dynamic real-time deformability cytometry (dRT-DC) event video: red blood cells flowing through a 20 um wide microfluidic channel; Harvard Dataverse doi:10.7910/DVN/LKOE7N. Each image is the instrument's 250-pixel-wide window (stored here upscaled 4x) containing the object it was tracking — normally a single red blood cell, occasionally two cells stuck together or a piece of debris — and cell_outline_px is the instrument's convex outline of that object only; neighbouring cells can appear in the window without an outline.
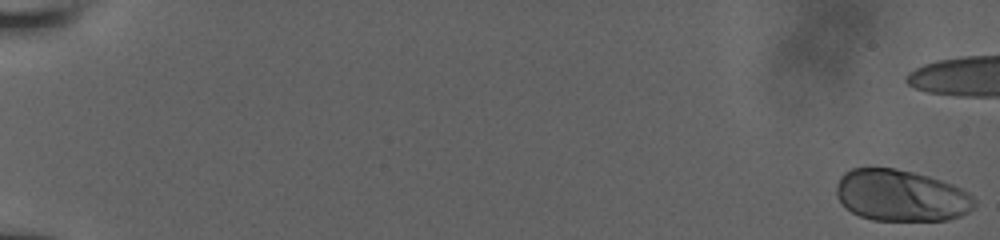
{"species": "human", "species_latin": "Homo sapiens", "temperature_condition": "room temperature", "stored_images_in_passage": 51, "camera_frame_rate_fps": 3000, "um_per_image_px": 0.085, "donor": {"sex": "male"}, "frame": {"image": 1, "passage_image": 1, "time_ms": 0.0, "image_size_px": [1000, 240], "cell_outline_px": [[976, 204], [968, 212], [960, 216], [948, 220], [872, 220], [860, 216], [844, 208], [836, 196], [836, 184], [840, 176], [844, 172], [852, 168], [896, 168], [928, 176], [952, 184], [968, 192], [976, 200]], "centroid_in_image_um": [76.56, 16.62], "position_along_channel_um": 8.4, "area_um2": 41.67}}
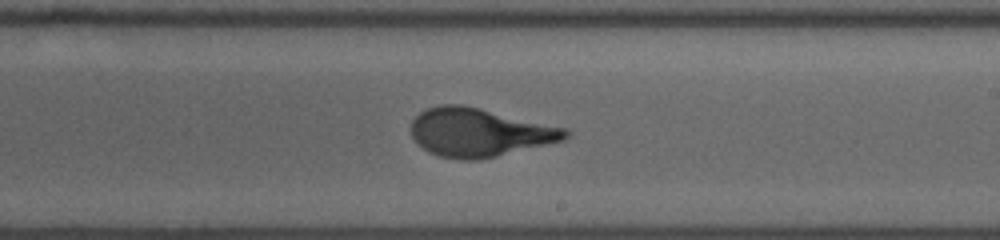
{"frame": {"image": 2, "passage_image": 36, "time_ms": 11.667, "image_size_px": [1000, 240], "cell_outline_px": [[572, 132], [564, 140], [496, 156], [476, 160], [460, 160], [440, 156], [428, 152], [412, 136], [412, 120], [420, 112], [428, 108], [440, 104], [464, 104], [568, 128]], "centroid_in_image_um": [40.77, 11.24], "position_along_channel_um": 248.2, "area_um2": 43.52}}
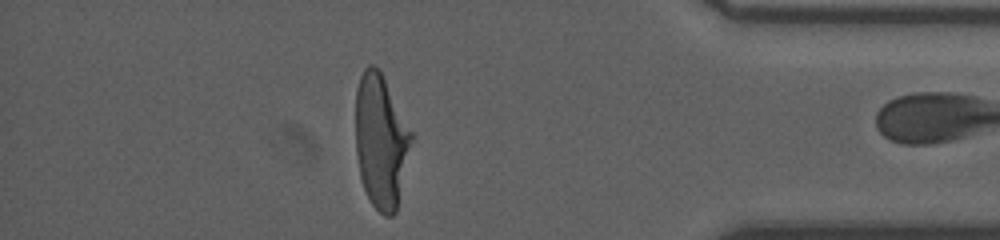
{"frame": {"image": 3, "passage_image": 50, "time_ms": 16.333, "image_size_px": [1000, 240], "cell_outline_px": [[412, 140], [396, 212], [392, 216], [384, 216], [372, 204], [364, 188], [360, 176], [356, 152], [356, 88], [360, 76], [364, 68], [368, 64], [372, 64], [380, 72], [412, 132]], "centroid_in_image_um": [32.36, 12.01], "position_along_channel_um": 402.8, "area_um2": 42.83}}